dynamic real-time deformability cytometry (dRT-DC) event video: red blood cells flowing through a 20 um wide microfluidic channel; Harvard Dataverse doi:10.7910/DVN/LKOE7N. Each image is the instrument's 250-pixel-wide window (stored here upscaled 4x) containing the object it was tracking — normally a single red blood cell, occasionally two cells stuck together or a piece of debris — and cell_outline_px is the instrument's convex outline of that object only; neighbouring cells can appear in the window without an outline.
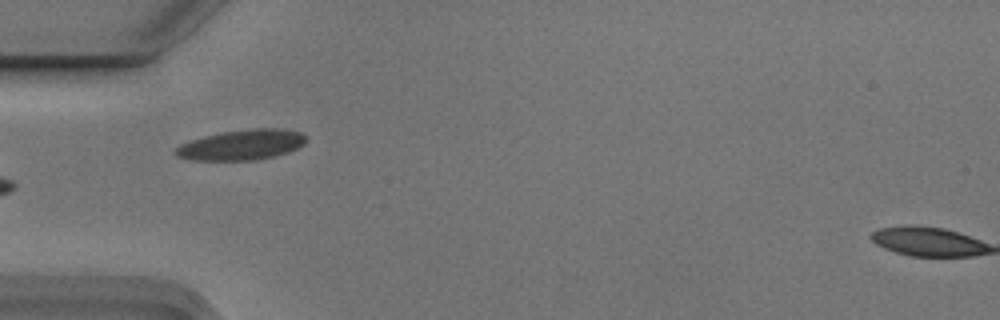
{"species": "Egyptian fruit bat (a non-hibernating species)", "species_latin": "Rousettus aegyptiacus", "temperature_condition": "cold", "stored_images_in_passage": 8, "camera_frame_rate_fps": 3000, "um_per_image_px": 0.085, "animal": {"sex": "male"}, "frame": {"image": 1, "passage_image": 4, "time_ms": 1.0, "image_size_px": [1000, 320], "cell_outline_px": [[304, 144], [288, 152], [256, 160], [196, 160], [176, 156], [172, 152], [180, 144], [204, 136], [220, 132], [252, 128], [276, 128], [300, 132], [304, 136]], "centroid_in_image_um": [20.5, 12.31], "position_along_channel_um": 64.5, "area_um2": 22.83}}
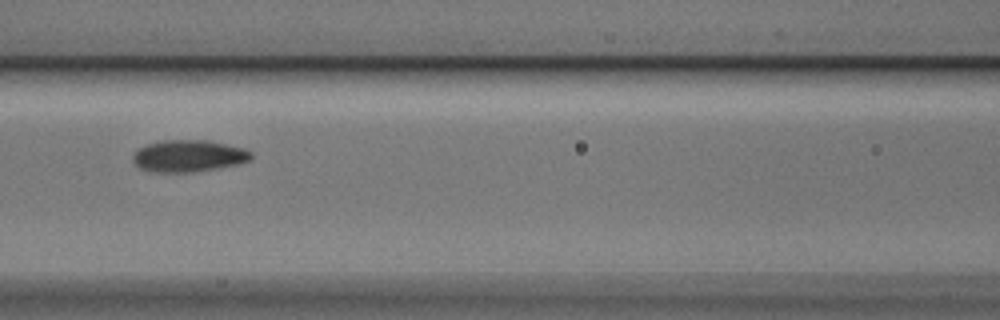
{"frame": {"image": 2, "passage_image": 6, "time_ms": 1.667, "image_size_px": [1000, 320], "cell_outline_px": [[252, 156], [248, 160], [240, 164], [196, 172], [148, 172], [140, 168], [132, 160], [132, 156], [140, 148], [148, 144], [164, 140], [208, 140], [244, 148], [252, 152]], "centroid_in_image_um": [16.04, 13.26], "position_along_channel_um": 150.6, "area_um2": 22.02}}
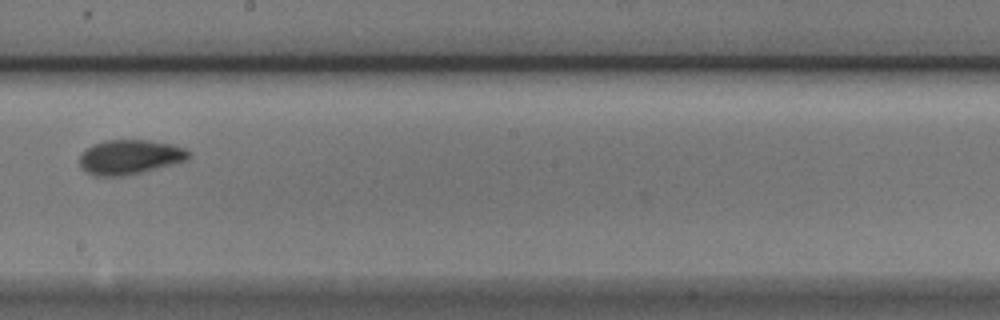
{"frame": {"image": 3, "passage_image": 8, "time_ms": 2.333, "image_size_px": [1000, 320], "cell_outline_px": [[192, 156], [188, 160], [128, 176], [96, 176], [88, 172], [80, 164], [80, 156], [92, 144], [104, 140], [148, 140], [172, 144], [184, 148], [192, 152]], "centroid_in_image_um": [11.1, 13.34], "position_along_channel_um": 237.1, "area_um2": 22.08}}